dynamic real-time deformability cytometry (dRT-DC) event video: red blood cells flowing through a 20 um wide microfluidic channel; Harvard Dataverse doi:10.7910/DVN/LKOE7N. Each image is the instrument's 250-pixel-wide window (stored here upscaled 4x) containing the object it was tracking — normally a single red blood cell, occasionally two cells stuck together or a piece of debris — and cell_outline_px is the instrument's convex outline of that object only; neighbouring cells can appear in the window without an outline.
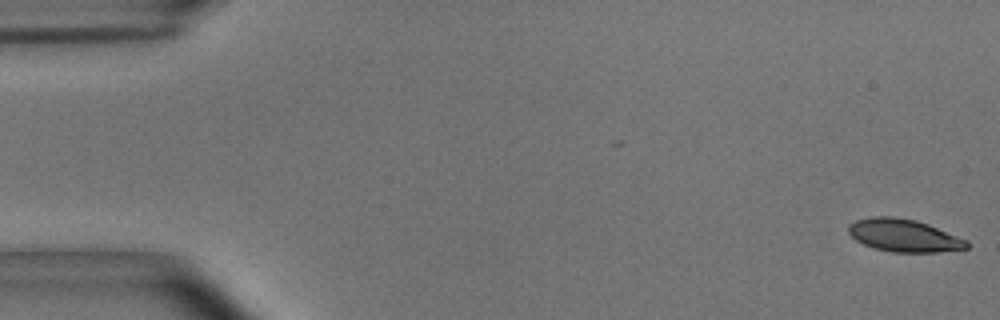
{"species": "common noctule bat (a hibernating species)", "species_latin": "Nyctalus noctula", "temperature_condition": "room temperature", "stored_images_in_passage": 54, "camera_frame_rate_fps": 3000, "um_per_image_px": 0.085, "animal": {"sex": "male", "body_mass_g": 15.6}, "frame": {"image": 1, "passage_image": 1, "time_ms": 0.0, "image_size_px": [1000, 320], "cell_outline_px": [[968, 248], [936, 252], [892, 252], [872, 248], [856, 240], [848, 232], [848, 224], [856, 220], [872, 216], [892, 216], [916, 220], [928, 224], [968, 240]], "centroid_in_image_um": [76.81, 20.01], "position_along_channel_um": 8.2, "area_um2": 22.54}}
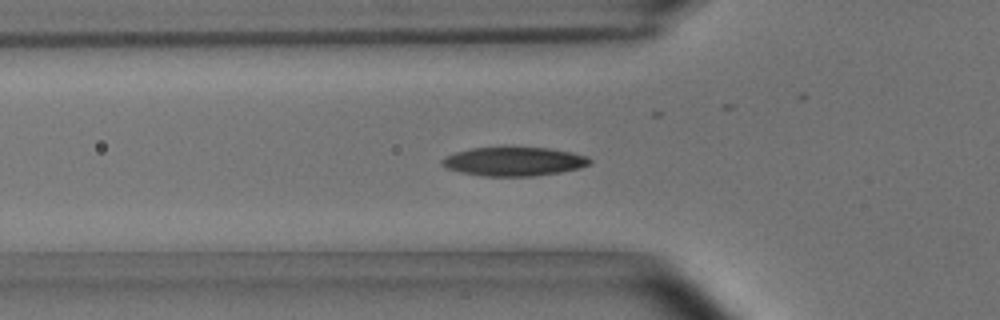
{"frame": {"image": 2, "passage_image": 18, "time_ms": 5.667, "image_size_px": [1000, 320], "cell_outline_px": [[592, 164], [580, 168], [560, 172], [536, 176], [484, 176], [460, 172], [444, 168], [440, 164], [440, 160], [444, 156], [456, 152], [472, 148], [548, 148], [572, 152], [588, 156], [592, 160]], "centroid_in_image_um": [43.68, 13.73], "position_along_channel_um": 82.1, "area_um2": 24.97}}
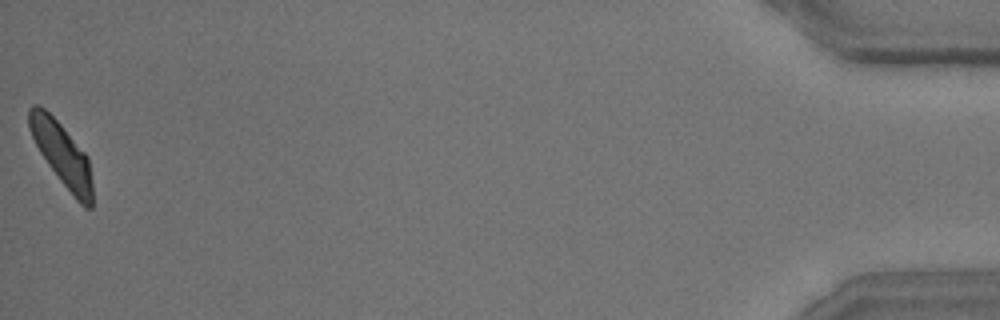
{"frame": {"image": 3, "passage_image": 54, "time_ms": 17.667, "image_size_px": [1000, 320], "cell_outline_px": [[92, 208], [84, 208], [76, 200], [60, 180], [48, 164], [40, 152], [28, 128], [28, 108], [32, 104], [40, 104], [60, 124], [88, 156], [92, 184]], "centroid_in_image_um": [5.25, 13.1], "position_along_channel_um": 429.9, "area_um2": 23.18}, "authors_computed_cell_mechanics": {"area_um2": 23.9003, "velocity_mm_per_s": 3.6824, "shape_relaxation_time_tau1_ms": 3.2681, "shape_relaxation_time_tau2_ms": 2.1127, "deformation_change_tau1": 0.1407, "deformation_change_tau2": 0.0754}}